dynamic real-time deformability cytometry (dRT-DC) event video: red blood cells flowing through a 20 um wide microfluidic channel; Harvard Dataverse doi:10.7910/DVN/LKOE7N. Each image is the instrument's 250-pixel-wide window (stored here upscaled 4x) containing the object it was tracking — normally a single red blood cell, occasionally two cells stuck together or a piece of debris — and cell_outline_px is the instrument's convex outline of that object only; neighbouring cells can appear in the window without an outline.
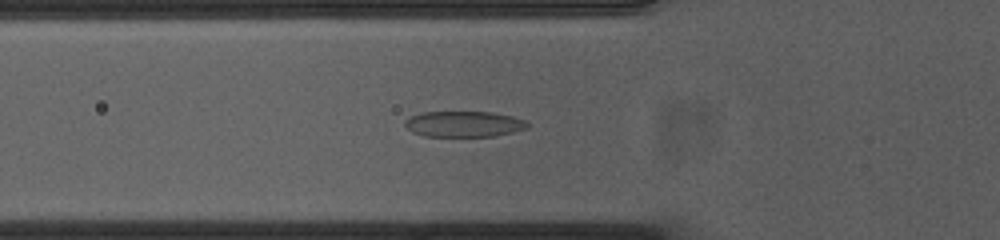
{"species": "common noctule bat (a hibernating species)", "species_latin": "Nyctalus noctula", "temperature_condition": "cold", "stored_images_in_passage": 41, "camera_frame_rate_fps": 3000, "um_per_image_px": 0.085, "animal": {"sex": "female", "body_mass_g": 23.0, "forearm_length_mm": 53.4}, "frame": {"image": 1, "passage_image": 6, "time_ms": 1.667, "image_size_px": [1000, 240], "cell_outline_px": [[528, 128], [512, 132], [492, 136], [424, 136], [412, 132], [404, 124], [404, 120], [412, 116], [424, 112], [492, 112], [512, 116], [524, 120], [528, 124]], "centroid_in_image_um": [39.42, 10.54], "position_along_channel_um": 86.4, "area_um2": 18.26}}
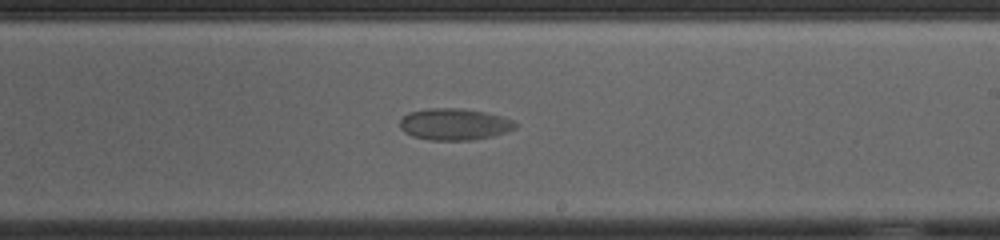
{"frame": {"image": 2, "passage_image": 20, "time_ms": 6.333, "image_size_px": [1000, 240], "cell_outline_px": [[520, 124], [516, 128], [492, 136], [472, 140], [432, 140], [412, 136], [404, 132], [400, 128], [400, 120], [408, 112], [428, 108], [464, 108], [484, 112], [500, 116], [512, 120]], "centroid_in_image_um": [38.61, 10.55], "position_along_channel_um": 250.4, "area_um2": 21.33}}
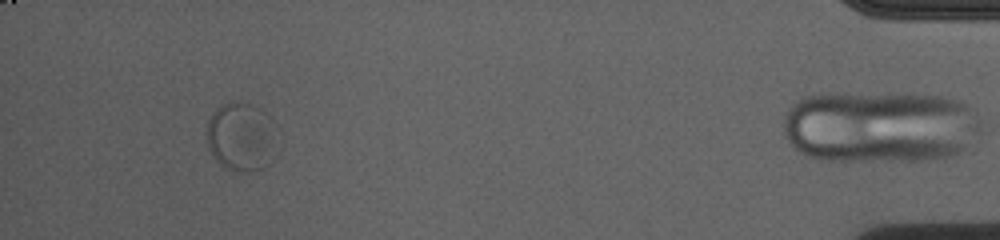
{"frame": {"image": 3, "passage_image": 40, "time_ms": 13.0, "image_size_px": [1000, 240], "cell_outline_px": [[272, 160], [268, 164], [260, 168], [228, 168], [208, 148], [204, 132], [208, 120], [220, 104], [252, 104], [264, 136]], "centroid_in_image_um": [20.16, 11.65], "position_along_channel_um": 415.0, "area_um2": 23.64}, "authors_computed_cell_mechanics": {"area_um2": 21.2704, "velocity_mm_per_s": 3.5183, "shape_relaxation_time_tau1_ms": 1.8998, "shape_relaxation_time_tau2_ms": null, "deformation_change_tau1": 0.0876, "deformation_change_tau2": null}}